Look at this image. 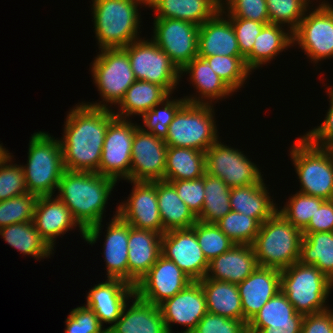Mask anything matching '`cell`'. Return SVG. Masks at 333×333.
Instances as JSON below:
<instances>
[{"mask_svg": "<svg viewBox=\"0 0 333 333\" xmlns=\"http://www.w3.org/2000/svg\"><path fill=\"white\" fill-rule=\"evenodd\" d=\"M233 27L241 55L246 58L253 49L256 37L265 24L244 18H228Z\"/></svg>", "mask_w": 333, "mask_h": 333, "instance_id": "obj_52", "label": "cell"}, {"mask_svg": "<svg viewBox=\"0 0 333 333\" xmlns=\"http://www.w3.org/2000/svg\"><path fill=\"white\" fill-rule=\"evenodd\" d=\"M198 56H242L231 21L219 11L199 26Z\"/></svg>", "mask_w": 333, "mask_h": 333, "instance_id": "obj_25", "label": "cell"}, {"mask_svg": "<svg viewBox=\"0 0 333 333\" xmlns=\"http://www.w3.org/2000/svg\"><path fill=\"white\" fill-rule=\"evenodd\" d=\"M33 223L36 230L47 244L54 250L58 236L65 234L71 229L79 227L81 237L85 239V230L73 218L69 208L57 197H38ZM75 227V228H74Z\"/></svg>", "mask_w": 333, "mask_h": 333, "instance_id": "obj_20", "label": "cell"}, {"mask_svg": "<svg viewBox=\"0 0 333 333\" xmlns=\"http://www.w3.org/2000/svg\"><path fill=\"white\" fill-rule=\"evenodd\" d=\"M231 188L220 178L204 175V203L197 219L205 223H217L231 211Z\"/></svg>", "mask_w": 333, "mask_h": 333, "instance_id": "obj_38", "label": "cell"}, {"mask_svg": "<svg viewBox=\"0 0 333 333\" xmlns=\"http://www.w3.org/2000/svg\"><path fill=\"white\" fill-rule=\"evenodd\" d=\"M154 19H179L201 26L221 9V0H147Z\"/></svg>", "mask_w": 333, "mask_h": 333, "instance_id": "obj_29", "label": "cell"}, {"mask_svg": "<svg viewBox=\"0 0 333 333\" xmlns=\"http://www.w3.org/2000/svg\"><path fill=\"white\" fill-rule=\"evenodd\" d=\"M302 231L278 211L261 226L252 244L258 266L283 270L300 259Z\"/></svg>", "mask_w": 333, "mask_h": 333, "instance_id": "obj_5", "label": "cell"}, {"mask_svg": "<svg viewBox=\"0 0 333 333\" xmlns=\"http://www.w3.org/2000/svg\"><path fill=\"white\" fill-rule=\"evenodd\" d=\"M168 333L172 324L186 329L178 333H192L207 311L206 296L200 281H192L182 291L159 305Z\"/></svg>", "mask_w": 333, "mask_h": 333, "instance_id": "obj_19", "label": "cell"}, {"mask_svg": "<svg viewBox=\"0 0 333 333\" xmlns=\"http://www.w3.org/2000/svg\"><path fill=\"white\" fill-rule=\"evenodd\" d=\"M38 196L24 193L0 201V228L21 222L33 221Z\"/></svg>", "mask_w": 333, "mask_h": 333, "instance_id": "obj_46", "label": "cell"}, {"mask_svg": "<svg viewBox=\"0 0 333 333\" xmlns=\"http://www.w3.org/2000/svg\"><path fill=\"white\" fill-rule=\"evenodd\" d=\"M333 232V202L326 200L311 217L302 233Z\"/></svg>", "mask_w": 333, "mask_h": 333, "instance_id": "obj_55", "label": "cell"}, {"mask_svg": "<svg viewBox=\"0 0 333 333\" xmlns=\"http://www.w3.org/2000/svg\"><path fill=\"white\" fill-rule=\"evenodd\" d=\"M303 321H292V323L270 324L259 333H301Z\"/></svg>", "mask_w": 333, "mask_h": 333, "instance_id": "obj_56", "label": "cell"}, {"mask_svg": "<svg viewBox=\"0 0 333 333\" xmlns=\"http://www.w3.org/2000/svg\"><path fill=\"white\" fill-rule=\"evenodd\" d=\"M303 319L304 315L295 311L294 306L280 290L247 324L248 333H259L270 324L292 323V321H303Z\"/></svg>", "mask_w": 333, "mask_h": 333, "instance_id": "obj_39", "label": "cell"}, {"mask_svg": "<svg viewBox=\"0 0 333 333\" xmlns=\"http://www.w3.org/2000/svg\"><path fill=\"white\" fill-rule=\"evenodd\" d=\"M314 0H266L270 23L294 32Z\"/></svg>", "mask_w": 333, "mask_h": 333, "instance_id": "obj_43", "label": "cell"}, {"mask_svg": "<svg viewBox=\"0 0 333 333\" xmlns=\"http://www.w3.org/2000/svg\"><path fill=\"white\" fill-rule=\"evenodd\" d=\"M78 104L68 112L60 139L64 167L98 173L106 131L116 117L113 109Z\"/></svg>", "mask_w": 333, "mask_h": 333, "instance_id": "obj_1", "label": "cell"}, {"mask_svg": "<svg viewBox=\"0 0 333 333\" xmlns=\"http://www.w3.org/2000/svg\"><path fill=\"white\" fill-rule=\"evenodd\" d=\"M219 140L205 151L206 173L222 179L230 188L264 182L254 162L239 149Z\"/></svg>", "mask_w": 333, "mask_h": 333, "instance_id": "obj_12", "label": "cell"}, {"mask_svg": "<svg viewBox=\"0 0 333 333\" xmlns=\"http://www.w3.org/2000/svg\"><path fill=\"white\" fill-rule=\"evenodd\" d=\"M216 224L235 244L246 245L253 244L261 226L256 218L232 210Z\"/></svg>", "mask_w": 333, "mask_h": 333, "instance_id": "obj_44", "label": "cell"}, {"mask_svg": "<svg viewBox=\"0 0 333 333\" xmlns=\"http://www.w3.org/2000/svg\"><path fill=\"white\" fill-rule=\"evenodd\" d=\"M191 282L192 280L173 261L161 255L136 284L135 294L141 300L159 306Z\"/></svg>", "mask_w": 333, "mask_h": 333, "instance_id": "obj_17", "label": "cell"}, {"mask_svg": "<svg viewBox=\"0 0 333 333\" xmlns=\"http://www.w3.org/2000/svg\"><path fill=\"white\" fill-rule=\"evenodd\" d=\"M48 132L31 135L27 164L22 165L28 193L55 196L59 181L65 171L60 139Z\"/></svg>", "mask_w": 333, "mask_h": 333, "instance_id": "obj_4", "label": "cell"}, {"mask_svg": "<svg viewBox=\"0 0 333 333\" xmlns=\"http://www.w3.org/2000/svg\"><path fill=\"white\" fill-rule=\"evenodd\" d=\"M280 288L296 312L307 315L327 310L333 282L316 266L300 261L281 270Z\"/></svg>", "mask_w": 333, "mask_h": 333, "instance_id": "obj_6", "label": "cell"}, {"mask_svg": "<svg viewBox=\"0 0 333 333\" xmlns=\"http://www.w3.org/2000/svg\"><path fill=\"white\" fill-rule=\"evenodd\" d=\"M176 189L178 196L197 217L204 203V176L192 180L168 181Z\"/></svg>", "mask_w": 333, "mask_h": 333, "instance_id": "obj_51", "label": "cell"}, {"mask_svg": "<svg viewBox=\"0 0 333 333\" xmlns=\"http://www.w3.org/2000/svg\"><path fill=\"white\" fill-rule=\"evenodd\" d=\"M169 95L160 104L142 115L143 126L138 125L143 131L150 132L157 138L165 140L168 135L169 124L177 111L187 102L186 99H171ZM161 105V107H159ZM144 127V128H143Z\"/></svg>", "mask_w": 333, "mask_h": 333, "instance_id": "obj_41", "label": "cell"}, {"mask_svg": "<svg viewBox=\"0 0 333 333\" xmlns=\"http://www.w3.org/2000/svg\"><path fill=\"white\" fill-rule=\"evenodd\" d=\"M98 53L92 63L91 73L103 100L99 103L86 102L85 104L110 109L112 105L116 106L120 103L136 78L128 54L122 48L101 49Z\"/></svg>", "mask_w": 333, "mask_h": 333, "instance_id": "obj_9", "label": "cell"}, {"mask_svg": "<svg viewBox=\"0 0 333 333\" xmlns=\"http://www.w3.org/2000/svg\"><path fill=\"white\" fill-rule=\"evenodd\" d=\"M202 58L209 63L213 72L216 73L233 92L243 87L252 72L247 67L243 56L213 55Z\"/></svg>", "mask_w": 333, "mask_h": 333, "instance_id": "obj_40", "label": "cell"}, {"mask_svg": "<svg viewBox=\"0 0 333 333\" xmlns=\"http://www.w3.org/2000/svg\"><path fill=\"white\" fill-rule=\"evenodd\" d=\"M192 333H248L246 322L206 313Z\"/></svg>", "mask_w": 333, "mask_h": 333, "instance_id": "obj_50", "label": "cell"}, {"mask_svg": "<svg viewBox=\"0 0 333 333\" xmlns=\"http://www.w3.org/2000/svg\"><path fill=\"white\" fill-rule=\"evenodd\" d=\"M117 181L99 173L65 170L57 187L56 197L71 211L85 230V241L96 243L109 195Z\"/></svg>", "mask_w": 333, "mask_h": 333, "instance_id": "obj_2", "label": "cell"}, {"mask_svg": "<svg viewBox=\"0 0 333 333\" xmlns=\"http://www.w3.org/2000/svg\"><path fill=\"white\" fill-rule=\"evenodd\" d=\"M325 199L296 192L289 197L288 202L279 207L277 211L293 226L303 231L316 213V210L325 202Z\"/></svg>", "mask_w": 333, "mask_h": 333, "instance_id": "obj_42", "label": "cell"}, {"mask_svg": "<svg viewBox=\"0 0 333 333\" xmlns=\"http://www.w3.org/2000/svg\"><path fill=\"white\" fill-rule=\"evenodd\" d=\"M65 325V333H107L95 312L85 305L72 309Z\"/></svg>", "mask_w": 333, "mask_h": 333, "instance_id": "obj_49", "label": "cell"}, {"mask_svg": "<svg viewBox=\"0 0 333 333\" xmlns=\"http://www.w3.org/2000/svg\"><path fill=\"white\" fill-rule=\"evenodd\" d=\"M266 183L232 187L230 206L234 212L256 218L261 224L277 212V205L270 197ZM272 200V201H271Z\"/></svg>", "mask_w": 333, "mask_h": 333, "instance_id": "obj_30", "label": "cell"}, {"mask_svg": "<svg viewBox=\"0 0 333 333\" xmlns=\"http://www.w3.org/2000/svg\"><path fill=\"white\" fill-rule=\"evenodd\" d=\"M206 173L205 152L168 146L163 181L192 180Z\"/></svg>", "mask_w": 333, "mask_h": 333, "instance_id": "obj_35", "label": "cell"}, {"mask_svg": "<svg viewBox=\"0 0 333 333\" xmlns=\"http://www.w3.org/2000/svg\"><path fill=\"white\" fill-rule=\"evenodd\" d=\"M157 200L163 234L172 229H189L198 221L170 182L157 181Z\"/></svg>", "mask_w": 333, "mask_h": 333, "instance_id": "obj_32", "label": "cell"}, {"mask_svg": "<svg viewBox=\"0 0 333 333\" xmlns=\"http://www.w3.org/2000/svg\"><path fill=\"white\" fill-rule=\"evenodd\" d=\"M170 94L160 85L148 81L136 80L126 91L117 105L119 110L113 111L115 117L130 119V116H142L155 105L160 104Z\"/></svg>", "mask_w": 333, "mask_h": 333, "instance_id": "obj_34", "label": "cell"}, {"mask_svg": "<svg viewBox=\"0 0 333 333\" xmlns=\"http://www.w3.org/2000/svg\"><path fill=\"white\" fill-rule=\"evenodd\" d=\"M302 234L299 261L316 266L333 282V232Z\"/></svg>", "mask_w": 333, "mask_h": 333, "instance_id": "obj_37", "label": "cell"}, {"mask_svg": "<svg viewBox=\"0 0 333 333\" xmlns=\"http://www.w3.org/2000/svg\"><path fill=\"white\" fill-rule=\"evenodd\" d=\"M145 39L122 48L128 54L135 78L158 84L171 95L182 77L180 70L152 39Z\"/></svg>", "mask_w": 333, "mask_h": 333, "instance_id": "obj_10", "label": "cell"}, {"mask_svg": "<svg viewBox=\"0 0 333 333\" xmlns=\"http://www.w3.org/2000/svg\"><path fill=\"white\" fill-rule=\"evenodd\" d=\"M301 333H333V309L304 315Z\"/></svg>", "mask_w": 333, "mask_h": 333, "instance_id": "obj_54", "label": "cell"}, {"mask_svg": "<svg viewBox=\"0 0 333 333\" xmlns=\"http://www.w3.org/2000/svg\"><path fill=\"white\" fill-rule=\"evenodd\" d=\"M167 148L163 139L138 127L132 141L130 181L164 180Z\"/></svg>", "mask_w": 333, "mask_h": 333, "instance_id": "obj_18", "label": "cell"}, {"mask_svg": "<svg viewBox=\"0 0 333 333\" xmlns=\"http://www.w3.org/2000/svg\"><path fill=\"white\" fill-rule=\"evenodd\" d=\"M8 152L6 148L3 147V144H0V159Z\"/></svg>", "mask_w": 333, "mask_h": 333, "instance_id": "obj_57", "label": "cell"}, {"mask_svg": "<svg viewBox=\"0 0 333 333\" xmlns=\"http://www.w3.org/2000/svg\"><path fill=\"white\" fill-rule=\"evenodd\" d=\"M161 254L173 261L192 281L207 275L209 262L192 228L166 231L161 238Z\"/></svg>", "mask_w": 333, "mask_h": 333, "instance_id": "obj_15", "label": "cell"}, {"mask_svg": "<svg viewBox=\"0 0 333 333\" xmlns=\"http://www.w3.org/2000/svg\"><path fill=\"white\" fill-rule=\"evenodd\" d=\"M0 235L12 248L23 255L39 260L50 257L53 249L36 230L33 221L21 222L0 228Z\"/></svg>", "mask_w": 333, "mask_h": 333, "instance_id": "obj_36", "label": "cell"}, {"mask_svg": "<svg viewBox=\"0 0 333 333\" xmlns=\"http://www.w3.org/2000/svg\"><path fill=\"white\" fill-rule=\"evenodd\" d=\"M320 3L308 8L292 33L293 45H299L315 64L333 58V6L325 0Z\"/></svg>", "mask_w": 333, "mask_h": 333, "instance_id": "obj_11", "label": "cell"}, {"mask_svg": "<svg viewBox=\"0 0 333 333\" xmlns=\"http://www.w3.org/2000/svg\"><path fill=\"white\" fill-rule=\"evenodd\" d=\"M208 262L227 252L235 243L215 223L198 220L192 227Z\"/></svg>", "mask_w": 333, "mask_h": 333, "instance_id": "obj_45", "label": "cell"}, {"mask_svg": "<svg viewBox=\"0 0 333 333\" xmlns=\"http://www.w3.org/2000/svg\"><path fill=\"white\" fill-rule=\"evenodd\" d=\"M329 109L322 124L307 131L303 136L313 145L333 149V88L328 86Z\"/></svg>", "mask_w": 333, "mask_h": 333, "instance_id": "obj_53", "label": "cell"}, {"mask_svg": "<svg viewBox=\"0 0 333 333\" xmlns=\"http://www.w3.org/2000/svg\"><path fill=\"white\" fill-rule=\"evenodd\" d=\"M137 123L115 118L106 131L98 173L120 181H130L131 149Z\"/></svg>", "mask_w": 333, "mask_h": 333, "instance_id": "obj_13", "label": "cell"}, {"mask_svg": "<svg viewBox=\"0 0 333 333\" xmlns=\"http://www.w3.org/2000/svg\"><path fill=\"white\" fill-rule=\"evenodd\" d=\"M257 267L252 245L234 244L227 252L209 262L206 278L238 284Z\"/></svg>", "mask_w": 333, "mask_h": 333, "instance_id": "obj_26", "label": "cell"}, {"mask_svg": "<svg viewBox=\"0 0 333 333\" xmlns=\"http://www.w3.org/2000/svg\"><path fill=\"white\" fill-rule=\"evenodd\" d=\"M282 27L284 26L274 23L263 26L261 33L255 39L252 52L245 58L246 65L251 71L254 72V69L270 63L282 51L293 46L292 32Z\"/></svg>", "mask_w": 333, "mask_h": 333, "instance_id": "obj_31", "label": "cell"}, {"mask_svg": "<svg viewBox=\"0 0 333 333\" xmlns=\"http://www.w3.org/2000/svg\"><path fill=\"white\" fill-rule=\"evenodd\" d=\"M134 300V301H133ZM128 308L124 305L118 320L107 333H168L159 306L141 300L136 294Z\"/></svg>", "mask_w": 333, "mask_h": 333, "instance_id": "obj_24", "label": "cell"}, {"mask_svg": "<svg viewBox=\"0 0 333 333\" xmlns=\"http://www.w3.org/2000/svg\"><path fill=\"white\" fill-rule=\"evenodd\" d=\"M281 270L258 266L245 280L238 283L243 310V321L247 324L280 290Z\"/></svg>", "mask_w": 333, "mask_h": 333, "instance_id": "obj_21", "label": "cell"}, {"mask_svg": "<svg viewBox=\"0 0 333 333\" xmlns=\"http://www.w3.org/2000/svg\"><path fill=\"white\" fill-rule=\"evenodd\" d=\"M220 11L227 18H244L263 24L270 23L266 0H221Z\"/></svg>", "mask_w": 333, "mask_h": 333, "instance_id": "obj_48", "label": "cell"}, {"mask_svg": "<svg viewBox=\"0 0 333 333\" xmlns=\"http://www.w3.org/2000/svg\"><path fill=\"white\" fill-rule=\"evenodd\" d=\"M301 189L298 192L331 200L333 197V149L315 146L304 136L290 148Z\"/></svg>", "mask_w": 333, "mask_h": 333, "instance_id": "obj_7", "label": "cell"}, {"mask_svg": "<svg viewBox=\"0 0 333 333\" xmlns=\"http://www.w3.org/2000/svg\"><path fill=\"white\" fill-rule=\"evenodd\" d=\"M199 281L206 296L208 313L243 321L241 297L237 284L211 280L206 277Z\"/></svg>", "mask_w": 333, "mask_h": 333, "instance_id": "obj_33", "label": "cell"}, {"mask_svg": "<svg viewBox=\"0 0 333 333\" xmlns=\"http://www.w3.org/2000/svg\"><path fill=\"white\" fill-rule=\"evenodd\" d=\"M214 113L213 105L186 102L169 124L165 143L205 152L220 138Z\"/></svg>", "mask_w": 333, "mask_h": 333, "instance_id": "obj_8", "label": "cell"}, {"mask_svg": "<svg viewBox=\"0 0 333 333\" xmlns=\"http://www.w3.org/2000/svg\"><path fill=\"white\" fill-rule=\"evenodd\" d=\"M107 226L103 246L107 278L121 279L128 283L129 224L118 215L116 210Z\"/></svg>", "mask_w": 333, "mask_h": 333, "instance_id": "obj_28", "label": "cell"}, {"mask_svg": "<svg viewBox=\"0 0 333 333\" xmlns=\"http://www.w3.org/2000/svg\"><path fill=\"white\" fill-rule=\"evenodd\" d=\"M151 39L181 71L198 56L199 26L179 19H154Z\"/></svg>", "mask_w": 333, "mask_h": 333, "instance_id": "obj_14", "label": "cell"}, {"mask_svg": "<svg viewBox=\"0 0 333 333\" xmlns=\"http://www.w3.org/2000/svg\"><path fill=\"white\" fill-rule=\"evenodd\" d=\"M9 151L0 159V201L28 193L22 165L13 164Z\"/></svg>", "mask_w": 333, "mask_h": 333, "instance_id": "obj_47", "label": "cell"}, {"mask_svg": "<svg viewBox=\"0 0 333 333\" xmlns=\"http://www.w3.org/2000/svg\"><path fill=\"white\" fill-rule=\"evenodd\" d=\"M133 183L128 199L117 206L118 215L135 228L163 235V225L157 200V181Z\"/></svg>", "mask_w": 333, "mask_h": 333, "instance_id": "obj_16", "label": "cell"}, {"mask_svg": "<svg viewBox=\"0 0 333 333\" xmlns=\"http://www.w3.org/2000/svg\"><path fill=\"white\" fill-rule=\"evenodd\" d=\"M135 287L121 279L107 278L93 286L86 297V306L98 316L100 324H114L124 305L132 299Z\"/></svg>", "mask_w": 333, "mask_h": 333, "instance_id": "obj_22", "label": "cell"}, {"mask_svg": "<svg viewBox=\"0 0 333 333\" xmlns=\"http://www.w3.org/2000/svg\"><path fill=\"white\" fill-rule=\"evenodd\" d=\"M92 3L99 50L124 48L140 39L141 15L138 7L147 6V0H92Z\"/></svg>", "mask_w": 333, "mask_h": 333, "instance_id": "obj_3", "label": "cell"}, {"mask_svg": "<svg viewBox=\"0 0 333 333\" xmlns=\"http://www.w3.org/2000/svg\"><path fill=\"white\" fill-rule=\"evenodd\" d=\"M162 235L129 225L128 283L136 284L148 273L161 254Z\"/></svg>", "mask_w": 333, "mask_h": 333, "instance_id": "obj_23", "label": "cell"}, {"mask_svg": "<svg viewBox=\"0 0 333 333\" xmlns=\"http://www.w3.org/2000/svg\"><path fill=\"white\" fill-rule=\"evenodd\" d=\"M189 75L190 83L197 90V95L184 96L188 103L210 104L217 103L234 93L222 79L213 72L209 63L202 57L193 58L181 71ZM184 73V74H183ZM198 96V97H197ZM216 100V101H214Z\"/></svg>", "mask_w": 333, "mask_h": 333, "instance_id": "obj_27", "label": "cell"}]
</instances>
